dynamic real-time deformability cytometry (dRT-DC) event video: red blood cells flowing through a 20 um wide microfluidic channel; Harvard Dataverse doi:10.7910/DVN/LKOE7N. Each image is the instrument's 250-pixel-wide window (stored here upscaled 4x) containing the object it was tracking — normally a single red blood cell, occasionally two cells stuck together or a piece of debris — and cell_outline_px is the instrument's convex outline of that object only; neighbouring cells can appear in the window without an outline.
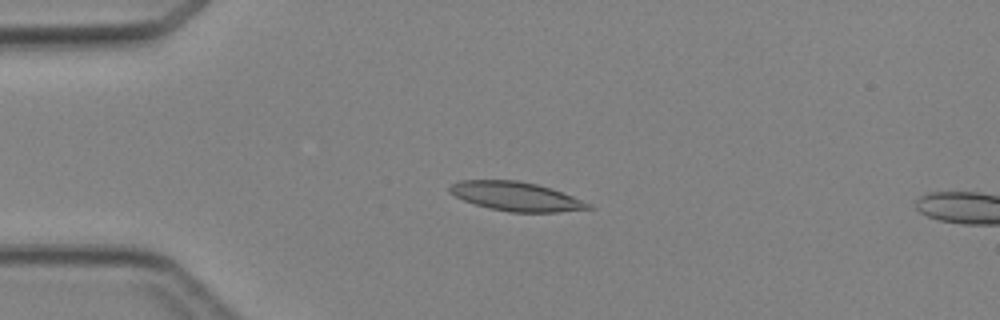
{"species": "Egyptian fruit bat (a non-hibernating species)", "species_latin": "Rousettus aegyptiacus", "temperature_condition": "cold", "stored_images_in_passage": 6, "camera_frame_rate_fps": 3000, "um_per_image_px": 0.085, "animal": {"sex": "female"}, "frame": {"image": 1, "passage_image": 3, "time_ms": 3.0, "image_size_px": [1000, 320], "cell_outline_px": [[596, 208], [556, 212], [508, 212], [488, 208], [464, 200], [448, 192], [448, 188], [452, 184], [460, 180], [516, 180], [536, 184], [552, 188], [592, 204]], "centroid_in_image_um": [43.88, 16.7], "position_along_channel_um": 41.1, "area_um2": 23.47}}
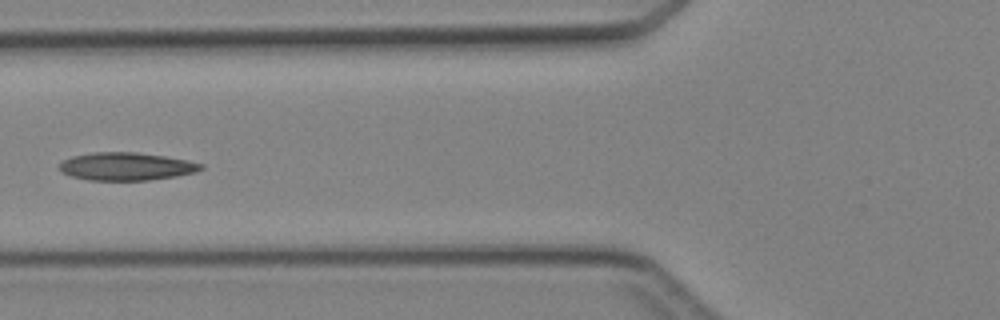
{"frame": {"image": 2, "passage_image": 5, "time_ms": 5.333, "image_size_px": [1000, 320], "cell_outline_px": [[204, 168], [196, 172], [176, 176], [148, 180], [88, 180], [72, 176], [60, 172], [60, 164], [64, 160], [72, 156], [92, 152], [136, 152], [164, 156], [188, 160], [204, 164]], "centroid_in_image_um": [10.75, 14.14], "position_along_channel_um": 115.0, "area_um2": 23.0}}
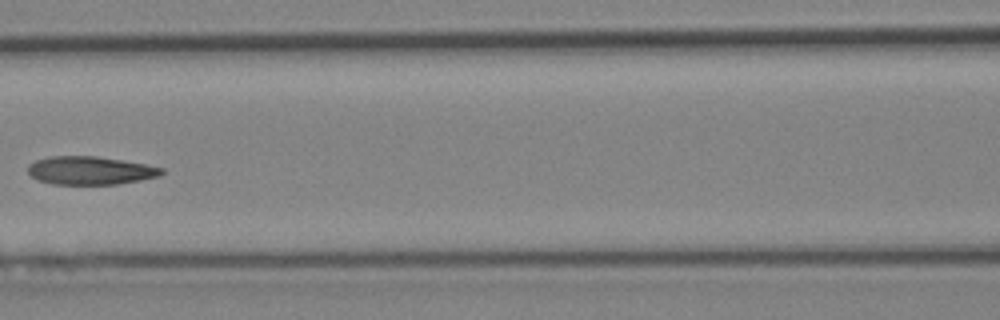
{"frame": {"image": 3, "passage_image": 6, "time_ms": 6.333, "image_size_px": [1000, 320], "cell_outline_px": [[164, 172], [160, 176], [140, 180], [116, 184], [52, 184], [36, 180], [28, 172], [28, 164], [36, 160], [52, 156], [96, 156], [144, 164], [164, 168]], "centroid_in_image_um": [7.65, 14.49], "position_along_channel_um": 158.9, "area_um2": 21.91}}